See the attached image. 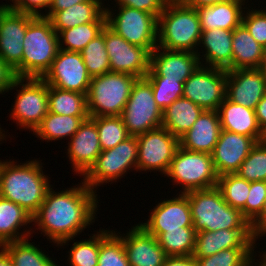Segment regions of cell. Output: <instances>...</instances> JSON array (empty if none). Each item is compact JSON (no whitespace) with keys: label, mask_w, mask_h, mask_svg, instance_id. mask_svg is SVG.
Wrapping results in <instances>:
<instances>
[{"label":"cell","mask_w":266,"mask_h":266,"mask_svg":"<svg viewBox=\"0 0 266 266\" xmlns=\"http://www.w3.org/2000/svg\"><path fill=\"white\" fill-rule=\"evenodd\" d=\"M53 188L48 190L43 203L32 216V226H37L32 232H41L49 243L56 246L63 240L80 236L84 229L94 225L99 214L100 196L82 179L80 184L78 182L59 192Z\"/></svg>","instance_id":"1"},{"label":"cell","mask_w":266,"mask_h":266,"mask_svg":"<svg viewBox=\"0 0 266 266\" xmlns=\"http://www.w3.org/2000/svg\"><path fill=\"white\" fill-rule=\"evenodd\" d=\"M0 159V197L24 208L32 216L43 203L48 190L54 186L45 174L38 158L16 162Z\"/></svg>","instance_id":"2"},{"label":"cell","mask_w":266,"mask_h":266,"mask_svg":"<svg viewBox=\"0 0 266 266\" xmlns=\"http://www.w3.org/2000/svg\"><path fill=\"white\" fill-rule=\"evenodd\" d=\"M188 196L193 228L199 231H218L222 229H251L250 222L241 210L225 202L217 188L193 190Z\"/></svg>","instance_id":"3"},{"label":"cell","mask_w":266,"mask_h":266,"mask_svg":"<svg viewBox=\"0 0 266 266\" xmlns=\"http://www.w3.org/2000/svg\"><path fill=\"white\" fill-rule=\"evenodd\" d=\"M202 34L197 9L168 1L158 17L157 47L197 52Z\"/></svg>","instance_id":"4"},{"label":"cell","mask_w":266,"mask_h":266,"mask_svg":"<svg viewBox=\"0 0 266 266\" xmlns=\"http://www.w3.org/2000/svg\"><path fill=\"white\" fill-rule=\"evenodd\" d=\"M20 62V78H42L59 50L58 34L44 16H34L27 26Z\"/></svg>","instance_id":"5"},{"label":"cell","mask_w":266,"mask_h":266,"mask_svg":"<svg viewBox=\"0 0 266 266\" xmlns=\"http://www.w3.org/2000/svg\"><path fill=\"white\" fill-rule=\"evenodd\" d=\"M137 79L133 75L118 72L91 77L87 93L89 116H121Z\"/></svg>","instance_id":"6"},{"label":"cell","mask_w":266,"mask_h":266,"mask_svg":"<svg viewBox=\"0 0 266 266\" xmlns=\"http://www.w3.org/2000/svg\"><path fill=\"white\" fill-rule=\"evenodd\" d=\"M173 185L180 187L178 193L205 190L217 187L218 175L213 165L212 155L205 152L190 151L178 147L167 173ZM182 187V188H181Z\"/></svg>","instance_id":"7"},{"label":"cell","mask_w":266,"mask_h":266,"mask_svg":"<svg viewBox=\"0 0 266 266\" xmlns=\"http://www.w3.org/2000/svg\"><path fill=\"white\" fill-rule=\"evenodd\" d=\"M12 89H16V96L9 114L10 120L17 124V129H27L32 134L49 112L48 84L42 78L17 77L8 92Z\"/></svg>","instance_id":"8"},{"label":"cell","mask_w":266,"mask_h":266,"mask_svg":"<svg viewBox=\"0 0 266 266\" xmlns=\"http://www.w3.org/2000/svg\"><path fill=\"white\" fill-rule=\"evenodd\" d=\"M137 158V138L130 136L114 148L102 151L95 164L82 179L90 189L97 193L101 185L118 182L129 171L137 173Z\"/></svg>","instance_id":"9"},{"label":"cell","mask_w":266,"mask_h":266,"mask_svg":"<svg viewBox=\"0 0 266 266\" xmlns=\"http://www.w3.org/2000/svg\"><path fill=\"white\" fill-rule=\"evenodd\" d=\"M115 9L116 6L105 5L107 25L130 44L151 53L157 47L158 18L132 7L117 6L118 10Z\"/></svg>","instance_id":"10"},{"label":"cell","mask_w":266,"mask_h":266,"mask_svg":"<svg viewBox=\"0 0 266 266\" xmlns=\"http://www.w3.org/2000/svg\"><path fill=\"white\" fill-rule=\"evenodd\" d=\"M162 110L157 106L150 82L138 78L123 108L121 118L130 136H138L162 126Z\"/></svg>","instance_id":"11"},{"label":"cell","mask_w":266,"mask_h":266,"mask_svg":"<svg viewBox=\"0 0 266 266\" xmlns=\"http://www.w3.org/2000/svg\"><path fill=\"white\" fill-rule=\"evenodd\" d=\"M138 142L137 172H160L165 175L179 147V139L167 129H158L136 136ZM143 171V172H142Z\"/></svg>","instance_id":"12"},{"label":"cell","mask_w":266,"mask_h":266,"mask_svg":"<svg viewBox=\"0 0 266 266\" xmlns=\"http://www.w3.org/2000/svg\"><path fill=\"white\" fill-rule=\"evenodd\" d=\"M227 71L200 65L184 82L183 97L203 110H218L226 98Z\"/></svg>","instance_id":"13"},{"label":"cell","mask_w":266,"mask_h":266,"mask_svg":"<svg viewBox=\"0 0 266 266\" xmlns=\"http://www.w3.org/2000/svg\"><path fill=\"white\" fill-rule=\"evenodd\" d=\"M105 48L111 72L127 73L144 78L150 70L151 53L140 46L127 42L107 24L105 26Z\"/></svg>","instance_id":"14"},{"label":"cell","mask_w":266,"mask_h":266,"mask_svg":"<svg viewBox=\"0 0 266 266\" xmlns=\"http://www.w3.org/2000/svg\"><path fill=\"white\" fill-rule=\"evenodd\" d=\"M50 86L87 95L91 76L80 52L59 49L51 67L42 77Z\"/></svg>","instance_id":"15"},{"label":"cell","mask_w":266,"mask_h":266,"mask_svg":"<svg viewBox=\"0 0 266 266\" xmlns=\"http://www.w3.org/2000/svg\"><path fill=\"white\" fill-rule=\"evenodd\" d=\"M32 14L0 8V58L20 78V62L23 56V40Z\"/></svg>","instance_id":"16"},{"label":"cell","mask_w":266,"mask_h":266,"mask_svg":"<svg viewBox=\"0 0 266 266\" xmlns=\"http://www.w3.org/2000/svg\"><path fill=\"white\" fill-rule=\"evenodd\" d=\"M160 199L151 210L148 219L140 222L149 234L156 238L167 230L179 229L180 227H193L191 210L188 196L183 193H177L172 198Z\"/></svg>","instance_id":"17"},{"label":"cell","mask_w":266,"mask_h":266,"mask_svg":"<svg viewBox=\"0 0 266 266\" xmlns=\"http://www.w3.org/2000/svg\"><path fill=\"white\" fill-rule=\"evenodd\" d=\"M69 141L66 158L74 174L83 177L102 152L95 121L91 117L85 119Z\"/></svg>","instance_id":"18"},{"label":"cell","mask_w":266,"mask_h":266,"mask_svg":"<svg viewBox=\"0 0 266 266\" xmlns=\"http://www.w3.org/2000/svg\"><path fill=\"white\" fill-rule=\"evenodd\" d=\"M226 98L255 110L266 95V75L259 68L226 70Z\"/></svg>","instance_id":"19"},{"label":"cell","mask_w":266,"mask_h":266,"mask_svg":"<svg viewBox=\"0 0 266 266\" xmlns=\"http://www.w3.org/2000/svg\"><path fill=\"white\" fill-rule=\"evenodd\" d=\"M128 230L122 233L115 229V232L122 238L130 266H163L168 256L157 238L138 223Z\"/></svg>","instance_id":"20"},{"label":"cell","mask_w":266,"mask_h":266,"mask_svg":"<svg viewBox=\"0 0 266 266\" xmlns=\"http://www.w3.org/2000/svg\"><path fill=\"white\" fill-rule=\"evenodd\" d=\"M256 143L250 136L222 129L211 153L217 175L236 173Z\"/></svg>","instance_id":"21"},{"label":"cell","mask_w":266,"mask_h":266,"mask_svg":"<svg viewBox=\"0 0 266 266\" xmlns=\"http://www.w3.org/2000/svg\"><path fill=\"white\" fill-rule=\"evenodd\" d=\"M257 240L251 229L199 231L193 257L204 258L228 248H257Z\"/></svg>","instance_id":"22"},{"label":"cell","mask_w":266,"mask_h":266,"mask_svg":"<svg viewBox=\"0 0 266 266\" xmlns=\"http://www.w3.org/2000/svg\"><path fill=\"white\" fill-rule=\"evenodd\" d=\"M200 65L197 53L190 51L156 47L150 56V69L157 76L181 79L182 82H185Z\"/></svg>","instance_id":"23"},{"label":"cell","mask_w":266,"mask_h":266,"mask_svg":"<svg viewBox=\"0 0 266 266\" xmlns=\"http://www.w3.org/2000/svg\"><path fill=\"white\" fill-rule=\"evenodd\" d=\"M196 53L202 66L228 70L232 66V30H202Z\"/></svg>","instance_id":"24"},{"label":"cell","mask_w":266,"mask_h":266,"mask_svg":"<svg viewBox=\"0 0 266 266\" xmlns=\"http://www.w3.org/2000/svg\"><path fill=\"white\" fill-rule=\"evenodd\" d=\"M221 130L218 111L204 110L192 127L179 138V146L211 154Z\"/></svg>","instance_id":"25"},{"label":"cell","mask_w":266,"mask_h":266,"mask_svg":"<svg viewBox=\"0 0 266 266\" xmlns=\"http://www.w3.org/2000/svg\"><path fill=\"white\" fill-rule=\"evenodd\" d=\"M107 0H90L74 4L66 10L47 12L44 17L51 22L53 29L58 33L80 24L90 22H107L105 2Z\"/></svg>","instance_id":"26"},{"label":"cell","mask_w":266,"mask_h":266,"mask_svg":"<svg viewBox=\"0 0 266 266\" xmlns=\"http://www.w3.org/2000/svg\"><path fill=\"white\" fill-rule=\"evenodd\" d=\"M217 111L222 129L250 136L256 142L266 140V136L258 126L255 110L235 104L225 98Z\"/></svg>","instance_id":"27"},{"label":"cell","mask_w":266,"mask_h":266,"mask_svg":"<svg viewBox=\"0 0 266 266\" xmlns=\"http://www.w3.org/2000/svg\"><path fill=\"white\" fill-rule=\"evenodd\" d=\"M32 223V215L24 208L0 197V246L33 238Z\"/></svg>","instance_id":"28"},{"label":"cell","mask_w":266,"mask_h":266,"mask_svg":"<svg viewBox=\"0 0 266 266\" xmlns=\"http://www.w3.org/2000/svg\"><path fill=\"white\" fill-rule=\"evenodd\" d=\"M247 1V2H246ZM249 0H228L197 8L202 30H234L242 23V15Z\"/></svg>","instance_id":"29"},{"label":"cell","mask_w":266,"mask_h":266,"mask_svg":"<svg viewBox=\"0 0 266 266\" xmlns=\"http://www.w3.org/2000/svg\"><path fill=\"white\" fill-rule=\"evenodd\" d=\"M262 58L263 46L242 23L232 30V66L228 70L259 68Z\"/></svg>","instance_id":"30"},{"label":"cell","mask_w":266,"mask_h":266,"mask_svg":"<svg viewBox=\"0 0 266 266\" xmlns=\"http://www.w3.org/2000/svg\"><path fill=\"white\" fill-rule=\"evenodd\" d=\"M204 110L183 96L162 112V126L178 139L196 122Z\"/></svg>","instance_id":"31"},{"label":"cell","mask_w":266,"mask_h":266,"mask_svg":"<svg viewBox=\"0 0 266 266\" xmlns=\"http://www.w3.org/2000/svg\"><path fill=\"white\" fill-rule=\"evenodd\" d=\"M88 117L90 116L58 115L48 112L33 134L47 143L62 139L69 140Z\"/></svg>","instance_id":"32"},{"label":"cell","mask_w":266,"mask_h":266,"mask_svg":"<svg viewBox=\"0 0 266 266\" xmlns=\"http://www.w3.org/2000/svg\"><path fill=\"white\" fill-rule=\"evenodd\" d=\"M30 238L9 242L1 247L8 253L13 266H59L48 252L39 248ZM47 253V254H46Z\"/></svg>","instance_id":"33"},{"label":"cell","mask_w":266,"mask_h":266,"mask_svg":"<svg viewBox=\"0 0 266 266\" xmlns=\"http://www.w3.org/2000/svg\"><path fill=\"white\" fill-rule=\"evenodd\" d=\"M48 108L49 112L58 115L89 116L87 95L50 85H48Z\"/></svg>","instance_id":"34"},{"label":"cell","mask_w":266,"mask_h":266,"mask_svg":"<svg viewBox=\"0 0 266 266\" xmlns=\"http://www.w3.org/2000/svg\"><path fill=\"white\" fill-rule=\"evenodd\" d=\"M95 233L89 234V238L77 240L69 238L61 241L56 247L64 248L68 247V243L72 242L73 245L67 252V261L65 262L70 266H98L99 256V231H93ZM62 246V247H61Z\"/></svg>","instance_id":"35"},{"label":"cell","mask_w":266,"mask_h":266,"mask_svg":"<svg viewBox=\"0 0 266 266\" xmlns=\"http://www.w3.org/2000/svg\"><path fill=\"white\" fill-rule=\"evenodd\" d=\"M107 22H90L59 31V49L80 52L86 45L102 33Z\"/></svg>","instance_id":"36"},{"label":"cell","mask_w":266,"mask_h":266,"mask_svg":"<svg viewBox=\"0 0 266 266\" xmlns=\"http://www.w3.org/2000/svg\"><path fill=\"white\" fill-rule=\"evenodd\" d=\"M98 266H130L122 238L114 229H99Z\"/></svg>","instance_id":"37"},{"label":"cell","mask_w":266,"mask_h":266,"mask_svg":"<svg viewBox=\"0 0 266 266\" xmlns=\"http://www.w3.org/2000/svg\"><path fill=\"white\" fill-rule=\"evenodd\" d=\"M167 256H190L195 250L196 231L193 227L167 230L157 237Z\"/></svg>","instance_id":"38"},{"label":"cell","mask_w":266,"mask_h":266,"mask_svg":"<svg viewBox=\"0 0 266 266\" xmlns=\"http://www.w3.org/2000/svg\"><path fill=\"white\" fill-rule=\"evenodd\" d=\"M255 249L228 248L211 256L195 258V261L197 266H257Z\"/></svg>","instance_id":"39"},{"label":"cell","mask_w":266,"mask_h":266,"mask_svg":"<svg viewBox=\"0 0 266 266\" xmlns=\"http://www.w3.org/2000/svg\"><path fill=\"white\" fill-rule=\"evenodd\" d=\"M88 74L91 77L111 72L107 50L105 48V27L102 33L92 39L80 51Z\"/></svg>","instance_id":"40"},{"label":"cell","mask_w":266,"mask_h":266,"mask_svg":"<svg viewBox=\"0 0 266 266\" xmlns=\"http://www.w3.org/2000/svg\"><path fill=\"white\" fill-rule=\"evenodd\" d=\"M251 182L236 173L224 174L218 177L217 188L231 207L242 210L249 195Z\"/></svg>","instance_id":"41"},{"label":"cell","mask_w":266,"mask_h":266,"mask_svg":"<svg viewBox=\"0 0 266 266\" xmlns=\"http://www.w3.org/2000/svg\"><path fill=\"white\" fill-rule=\"evenodd\" d=\"M91 118L96 123L102 151L112 149L130 137L121 116H101Z\"/></svg>","instance_id":"42"},{"label":"cell","mask_w":266,"mask_h":266,"mask_svg":"<svg viewBox=\"0 0 266 266\" xmlns=\"http://www.w3.org/2000/svg\"><path fill=\"white\" fill-rule=\"evenodd\" d=\"M145 78L150 82L157 106L163 111L183 96L184 82L181 79H167L157 76L151 69Z\"/></svg>","instance_id":"43"},{"label":"cell","mask_w":266,"mask_h":266,"mask_svg":"<svg viewBox=\"0 0 266 266\" xmlns=\"http://www.w3.org/2000/svg\"><path fill=\"white\" fill-rule=\"evenodd\" d=\"M236 174L249 182L266 181V140L251 148Z\"/></svg>","instance_id":"44"},{"label":"cell","mask_w":266,"mask_h":266,"mask_svg":"<svg viewBox=\"0 0 266 266\" xmlns=\"http://www.w3.org/2000/svg\"><path fill=\"white\" fill-rule=\"evenodd\" d=\"M247 5L242 15V24L247 28L250 35L264 47L266 45V6L264 8L261 6V9H258L253 2L251 5Z\"/></svg>","instance_id":"45"},{"label":"cell","mask_w":266,"mask_h":266,"mask_svg":"<svg viewBox=\"0 0 266 266\" xmlns=\"http://www.w3.org/2000/svg\"><path fill=\"white\" fill-rule=\"evenodd\" d=\"M266 201V181L251 182L246 205L242 215L251 223L262 211Z\"/></svg>","instance_id":"46"},{"label":"cell","mask_w":266,"mask_h":266,"mask_svg":"<svg viewBox=\"0 0 266 266\" xmlns=\"http://www.w3.org/2000/svg\"><path fill=\"white\" fill-rule=\"evenodd\" d=\"M168 1L169 0H114V2H116L114 6L132 7L137 10L149 12L158 18ZM108 3H110L109 0Z\"/></svg>","instance_id":"47"},{"label":"cell","mask_w":266,"mask_h":266,"mask_svg":"<svg viewBox=\"0 0 266 266\" xmlns=\"http://www.w3.org/2000/svg\"><path fill=\"white\" fill-rule=\"evenodd\" d=\"M51 4L52 0H20L12 10L34 16H44L48 12Z\"/></svg>","instance_id":"48"},{"label":"cell","mask_w":266,"mask_h":266,"mask_svg":"<svg viewBox=\"0 0 266 266\" xmlns=\"http://www.w3.org/2000/svg\"><path fill=\"white\" fill-rule=\"evenodd\" d=\"M14 70H12L1 58H0V94L8 93L13 81L16 79Z\"/></svg>","instance_id":"49"},{"label":"cell","mask_w":266,"mask_h":266,"mask_svg":"<svg viewBox=\"0 0 266 266\" xmlns=\"http://www.w3.org/2000/svg\"><path fill=\"white\" fill-rule=\"evenodd\" d=\"M253 235L261 241L266 236V201L260 214L250 223Z\"/></svg>","instance_id":"50"},{"label":"cell","mask_w":266,"mask_h":266,"mask_svg":"<svg viewBox=\"0 0 266 266\" xmlns=\"http://www.w3.org/2000/svg\"><path fill=\"white\" fill-rule=\"evenodd\" d=\"M255 115L259 128L266 136V95L256 105Z\"/></svg>","instance_id":"51"},{"label":"cell","mask_w":266,"mask_h":266,"mask_svg":"<svg viewBox=\"0 0 266 266\" xmlns=\"http://www.w3.org/2000/svg\"><path fill=\"white\" fill-rule=\"evenodd\" d=\"M163 266H197L193 255L168 256Z\"/></svg>","instance_id":"52"},{"label":"cell","mask_w":266,"mask_h":266,"mask_svg":"<svg viewBox=\"0 0 266 266\" xmlns=\"http://www.w3.org/2000/svg\"><path fill=\"white\" fill-rule=\"evenodd\" d=\"M85 1L90 0H52V4L48 12H58L60 10H66L74 4H78Z\"/></svg>","instance_id":"53"},{"label":"cell","mask_w":266,"mask_h":266,"mask_svg":"<svg viewBox=\"0 0 266 266\" xmlns=\"http://www.w3.org/2000/svg\"><path fill=\"white\" fill-rule=\"evenodd\" d=\"M179 1L185 6L197 9L205 6H211L220 2H225L228 0H179Z\"/></svg>","instance_id":"54"},{"label":"cell","mask_w":266,"mask_h":266,"mask_svg":"<svg viewBox=\"0 0 266 266\" xmlns=\"http://www.w3.org/2000/svg\"><path fill=\"white\" fill-rule=\"evenodd\" d=\"M0 266H13L8 253L0 246Z\"/></svg>","instance_id":"55"},{"label":"cell","mask_w":266,"mask_h":266,"mask_svg":"<svg viewBox=\"0 0 266 266\" xmlns=\"http://www.w3.org/2000/svg\"><path fill=\"white\" fill-rule=\"evenodd\" d=\"M259 69L266 75V45L263 47V58Z\"/></svg>","instance_id":"56"},{"label":"cell","mask_w":266,"mask_h":266,"mask_svg":"<svg viewBox=\"0 0 266 266\" xmlns=\"http://www.w3.org/2000/svg\"><path fill=\"white\" fill-rule=\"evenodd\" d=\"M258 253H260L259 254V258L260 259H258V266H266V251L264 250V251H261L260 252V250L259 251H257ZM263 253V254H262Z\"/></svg>","instance_id":"57"},{"label":"cell","mask_w":266,"mask_h":266,"mask_svg":"<svg viewBox=\"0 0 266 266\" xmlns=\"http://www.w3.org/2000/svg\"><path fill=\"white\" fill-rule=\"evenodd\" d=\"M9 1H10L9 2L10 4H7V2L5 4L1 3L0 8L1 9H12L20 0H9Z\"/></svg>","instance_id":"58"},{"label":"cell","mask_w":266,"mask_h":266,"mask_svg":"<svg viewBox=\"0 0 266 266\" xmlns=\"http://www.w3.org/2000/svg\"><path fill=\"white\" fill-rule=\"evenodd\" d=\"M7 136L10 137V134L7 135V131L5 132V130L2 129V127L0 126V142L3 143L2 141H6Z\"/></svg>","instance_id":"59"}]
</instances>
